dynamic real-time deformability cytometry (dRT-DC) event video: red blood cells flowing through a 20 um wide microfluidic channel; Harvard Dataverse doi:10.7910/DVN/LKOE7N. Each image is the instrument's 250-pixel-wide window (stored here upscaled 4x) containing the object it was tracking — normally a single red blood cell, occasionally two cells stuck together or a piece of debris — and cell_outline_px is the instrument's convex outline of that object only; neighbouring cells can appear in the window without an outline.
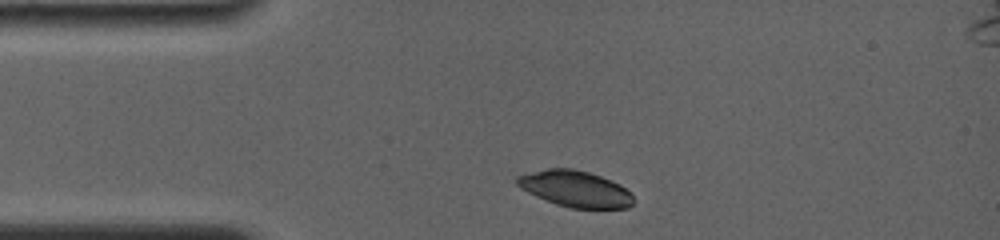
{"species": "common noctule bat (a hibernating species)", "species_latin": "Nyctalus noctula", "temperature_condition": "room temperature", "stored_images_in_passage": 2, "camera_frame_rate_fps": 4000, "um_per_image_px": 0.085, "animal": {"sex": "female", "body_mass_g": 19.0, "forearm_length_mm": 56.7}, "frame": {"image": 1, "passage_image": 1, "time_ms": 0.0, "image_size_px": [1000, 240], "cell_outline_px": [[632, 204], [628, 208], [568, 208], [556, 204], [536, 196], [520, 188], [516, 184], [516, 176], [548, 168], [572, 168], [588, 172], [600, 176], [620, 184], [632, 196]], "centroid_in_image_um": [48.87, 16.05], "position_along_channel_um": 36.1, "area_um2": 24.33}}